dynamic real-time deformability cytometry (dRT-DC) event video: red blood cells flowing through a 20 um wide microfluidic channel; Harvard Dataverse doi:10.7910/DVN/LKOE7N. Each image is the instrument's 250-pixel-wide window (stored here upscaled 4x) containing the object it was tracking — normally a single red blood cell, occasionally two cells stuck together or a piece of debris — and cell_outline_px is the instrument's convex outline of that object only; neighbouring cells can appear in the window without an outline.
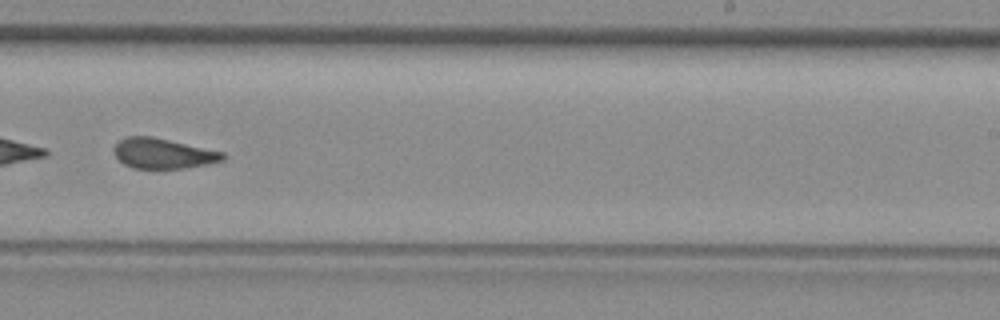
{"species": "common noctule bat (a hibernating species)", "species_latin": "Nyctalus noctula", "temperature_condition": "room temperature", "stored_images_in_passage": 35, "camera_frame_rate_fps": 3000, "um_per_image_px": 0.085, "animal": {"sex": "female", "body_mass_g": 29.2, "forearm_length_mm": 56.3}, "frame": {"image": 1, "passage_image": 20, "time_ms": 6.333, "image_size_px": [1000, 320], "cell_outline_px": [[228, 156], [224, 160], [208, 164], [184, 168], [132, 168], [124, 164], [116, 156], [112, 148], [120, 140], [128, 136], [152, 136], [224, 152]], "centroid_in_image_um": [13.88, 13.04], "position_along_channel_um": 275.1, "area_um2": 19.19}}